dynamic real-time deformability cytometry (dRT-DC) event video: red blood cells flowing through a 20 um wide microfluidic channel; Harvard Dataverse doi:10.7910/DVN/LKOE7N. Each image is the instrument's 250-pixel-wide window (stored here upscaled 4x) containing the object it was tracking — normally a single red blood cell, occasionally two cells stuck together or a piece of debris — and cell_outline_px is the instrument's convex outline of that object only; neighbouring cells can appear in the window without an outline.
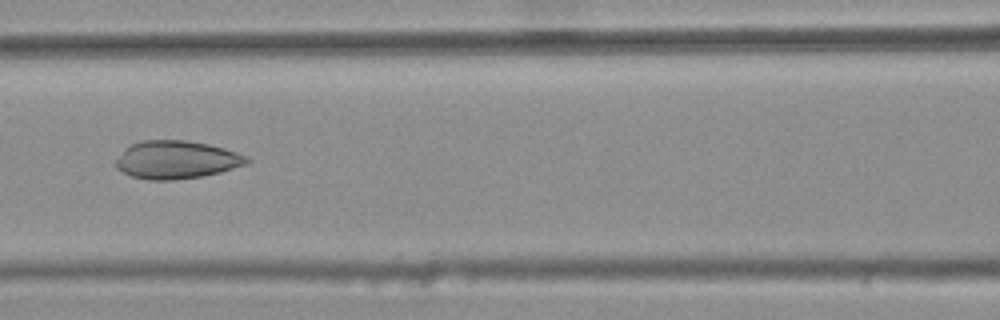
{"species": "common noctule bat (a hibernating species)", "species_latin": "Nyctalus noctula", "temperature_condition": "warm", "stored_images_in_passage": 6, "camera_frame_rate_fps": 3000, "um_per_image_px": 0.085, "animal": {"sex": "female", "body_mass_g": 25.1}, "frame": {"image": 1, "passage_image": 3, "time_ms": 0.667, "image_size_px": [1000, 320], "cell_outline_px": [[252, 160], [248, 164], [220, 172], [204, 176], [172, 180], [148, 180], [132, 176], [116, 168], [112, 164], [124, 148], [128, 144], [140, 140], [188, 140], [208, 144], [224, 148], [236, 152]], "centroid_in_image_um": [14.95, 13.57], "position_along_channel_um": 151.6, "area_um2": 29.36}}
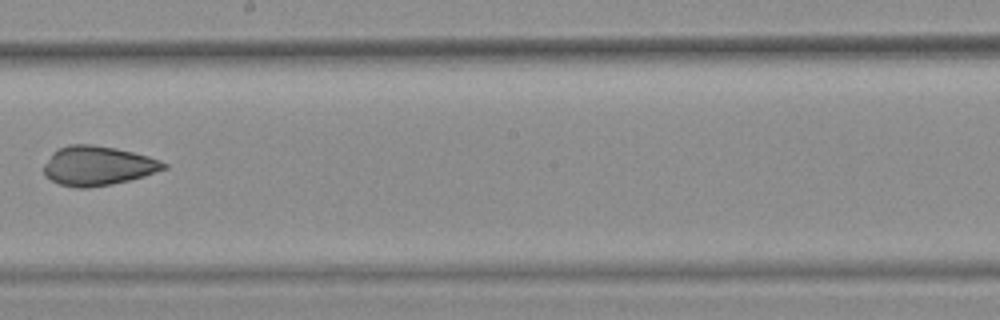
{"frame": {"image": 2, "passage_image": 5, "time_ms": 1.333, "image_size_px": [1000, 320], "cell_outline_px": [[168, 168], [144, 176], [128, 180], [88, 188], [76, 188], [60, 184], [44, 176], [44, 164], [52, 152], [68, 144], [92, 144], [116, 148], [148, 156], [160, 160], [168, 164]], "centroid_in_image_um": [8.3, 14.08], "position_along_channel_um": 239.9, "area_um2": 27.46}}
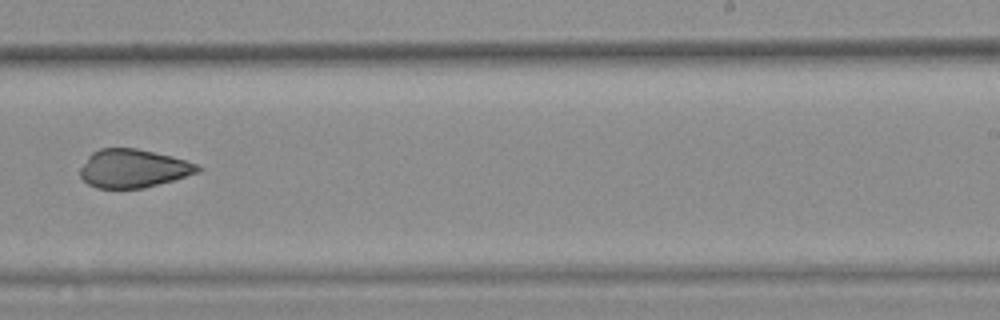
{"frame": {"image": 3, "passage_image": 6, "time_ms": 1.667, "image_size_px": [1000, 320], "cell_outline_px": [[200, 172], [144, 188], [96, 188], [88, 184], [80, 176], [80, 168], [88, 156], [92, 152], [100, 148], [136, 148], [172, 156], [196, 164], [200, 168]], "centroid_in_image_um": [11.29, 14.32], "position_along_channel_um": 277.7, "area_um2": 26.13}}